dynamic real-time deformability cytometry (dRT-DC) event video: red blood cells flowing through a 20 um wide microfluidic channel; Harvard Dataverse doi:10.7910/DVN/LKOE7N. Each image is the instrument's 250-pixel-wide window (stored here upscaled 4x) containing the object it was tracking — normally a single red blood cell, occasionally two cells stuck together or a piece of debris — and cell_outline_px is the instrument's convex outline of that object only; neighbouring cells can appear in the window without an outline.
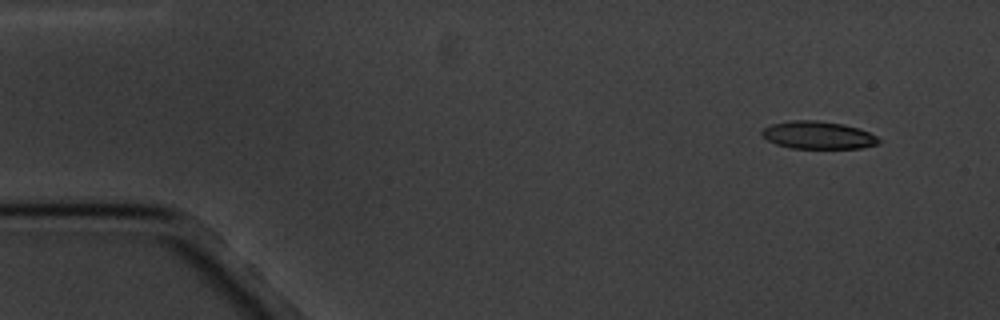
{"species": "common noctule bat (a hibernating species)", "species_latin": "Nyctalus noctula", "temperature_condition": "cold", "stored_images_in_passage": 5, "camera_frame_rate_fps": 3000, "um_per_image_px": 0.085, "animal": {"sex": "male", "body_mass_g": 20.1, "forearm_length_mm": 53.5}, "frame": {"image": 1, "passage_image": 1, "time_ms": 0.0, "image_size_px": [1000, 320], "cell_outline_px": [[880, 144], [860, 148], [792, 148], [776, 144], [760, 136], [760, 132], [764, 128], [772, 124], [792, 120], [816, 120], [844, 124], [868, 132], [876, 136], [880, 140]], "centroid_in_image_um": [69.51, 11.49], "position_along_channel_um": 15.5, "area_um2": 18.79}}
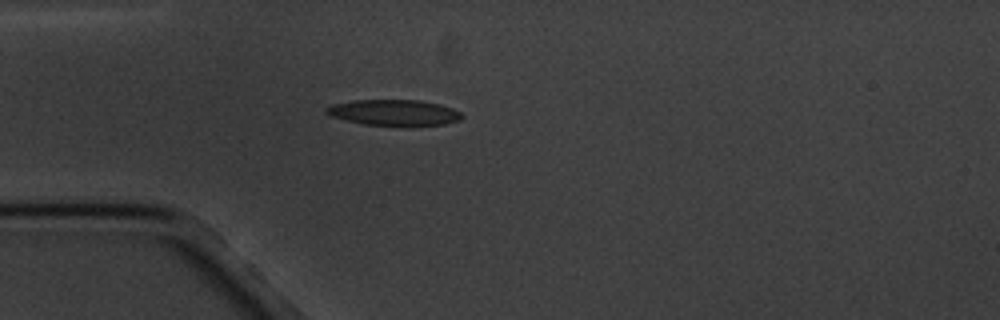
{"frame": {"image": 2, "passage_image": 4, "time_ms": 3.667, "image_size_px": [1000, 320], "cell_outline_px": [[464, 116], [460, 120], [444, 124], [408, 128], [364, 124], [344, 120], [332, 116], [324, 112], [324, 108], [332, 104], [352, 100], [420, 100], [440, 104], [452, 108], [460, 112]], "centroid_in_image_um": [33.51, 9.6], "position_along_channel_um": 51.5, "area_um2": 21.21}}